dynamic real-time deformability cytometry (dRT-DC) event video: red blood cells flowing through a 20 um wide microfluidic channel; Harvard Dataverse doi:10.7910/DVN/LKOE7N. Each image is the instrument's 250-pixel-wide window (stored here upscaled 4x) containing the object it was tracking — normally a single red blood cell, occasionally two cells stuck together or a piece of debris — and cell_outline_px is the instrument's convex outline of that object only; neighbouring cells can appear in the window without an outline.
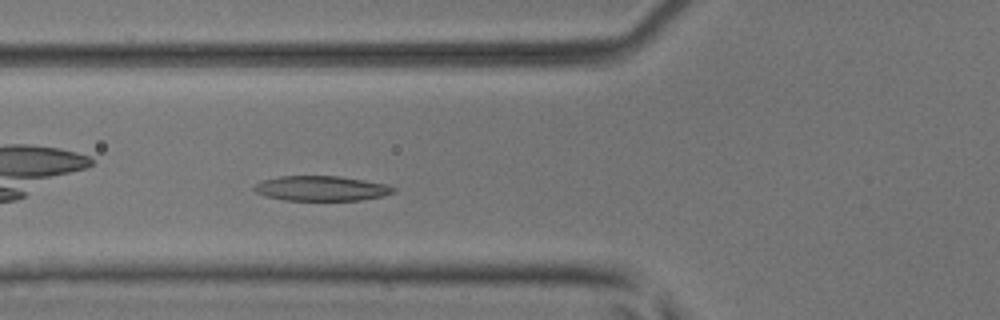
{"species": "common noctule bat (a hibernating species)", "species_latin": "Nyctalus noctula", "temperature_condition": "room temperature", "stored_images_in_passage": 37, "camera_frame_rate_fps": 3000, "um_per_image_px": 0.085, "animal": {"sex": "male", "body_mass_g": 17.9, "forearm_length_mm": 54.2}, "frame": {"image": 1, "passage_image": 5, "time_ms": 1.333, "image_size_px": [1000, 320], "cell_outline_px": [[396, 192], [384, 196], [360, 200], [284, 200], [264, 196], [256, 192], [252, 188], [256, 184], [264, 180], [280, 176], [340, 176], [388, 184], [396, 188]], "centroid_in_image_um": [27.35, 16.01], "position_along_channel_um": 98.4, "area_um2": 20.35}}
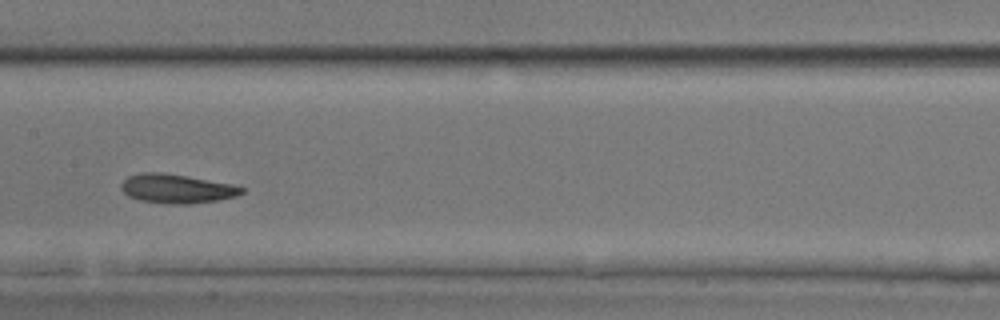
{"frame": {"image": 2, "passage_image": 12, "time_ms": 3.667, "image_size_px": [1000, 320], "cell_outline_px": [[244, 192], [236, 196], [220, 200], [188, 204], [164, 204], [140, 200], [128, 196], [120, 188], [120, 184], [128, 176], [144, 172], [160, 172], [188, 176], [232, 184], [244, 188]], "centroid_in_image_um": [15.01, 16.04], "position_along_channel_um": 192.4, "area_um2": 20.52}}
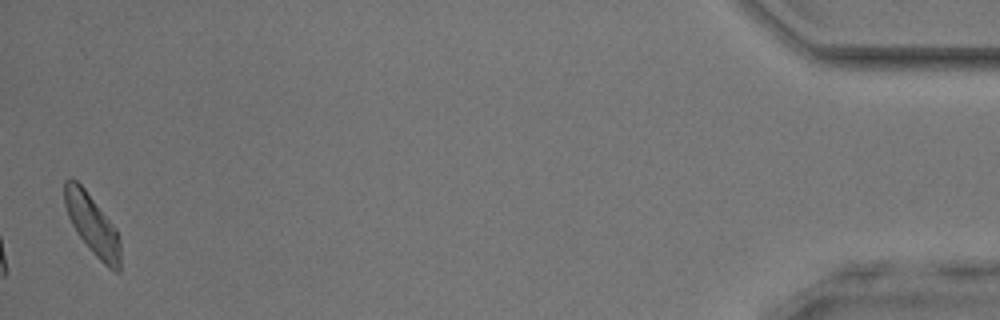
{"frame": {"image": 3, "passage_image": 36, "time_ms": 11.667, "image_size_px": [1000, 320], "cell_outline_px": [[120, 272], [116, 272], [108, 268], [88, 248], [76, 232], [68, 216], [64, 204], [64, 180], [72, 176], [84, 188], [116, 228], [120, 240]], "centroid_in_image_um": [7.84, 19.09], "position_along_channel_um": 427.4, "area_um2": 19.65}, "authors_computed_cell_mechanics": {"area_um2": 19.8254, "velocity_mm_per_s": 4.0355, "shape_relaxation_time_tau1_ms": 3.3756, "shape_relaxation_time_tau2_ms": 4.4573, "deformation_change_tau1": 0.1267, "deformation_change_tau2": 0.1283}}